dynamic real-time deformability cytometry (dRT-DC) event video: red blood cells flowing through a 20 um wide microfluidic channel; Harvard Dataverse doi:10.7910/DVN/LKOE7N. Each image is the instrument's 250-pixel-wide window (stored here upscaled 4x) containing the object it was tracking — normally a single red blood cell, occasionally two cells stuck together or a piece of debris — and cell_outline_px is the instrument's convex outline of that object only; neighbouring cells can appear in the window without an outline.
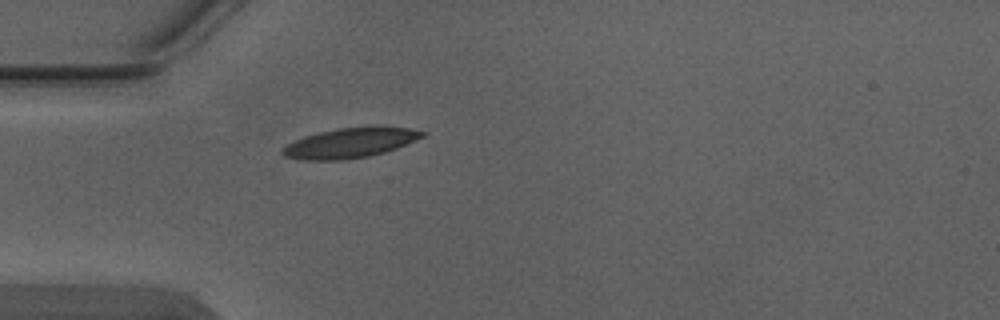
{"species": "Egyptian fruit bat (a non-hibernating species)", "species_latin": "Rousettus aegyptiacus", "temperature_condition": "warm", "stored_images_in_passage": 1, "camera_frame_rate_fps": 3000, "um_per_image_px": 0.085, "animal": {"sex": "male"}, "frame": {"image": 1, "passage_image": 1, "time_ms": 0.0, "image_size_px": [1000, 320], "cell_outline_px": [[428, 132], [424, 136], [396, 148], [384, 152], [368, 156], [344, 160], [304, 160], [284, 156], [280, 152], [280, 148], [304, 136], [320, 132], [340, 128], [408, 128]], "centroid_in_image_um": [29.7, 12.17], "position_along_channel_um": 55.3, "area_um2": 23.76}}